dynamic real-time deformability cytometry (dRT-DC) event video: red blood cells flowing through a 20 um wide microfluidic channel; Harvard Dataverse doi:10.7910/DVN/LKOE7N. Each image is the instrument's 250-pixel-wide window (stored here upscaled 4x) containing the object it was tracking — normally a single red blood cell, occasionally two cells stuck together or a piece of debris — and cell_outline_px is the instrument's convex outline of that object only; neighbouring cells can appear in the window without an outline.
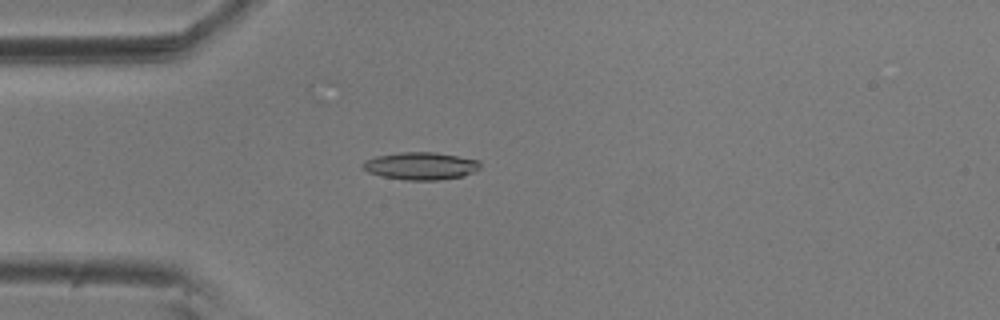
{"species": "common noctule bat (a hibernating species)", "species_latin": "Nyctalus noctula", "temperature_condition": "room temperature", "stored_images_in_passage": 56, "camera_frame_rate_fps": 3000, "um_per_image_px": 0.085, "animal": {"sex": "male", "body_mass_g": 20.5, "forearm_length_mm": 52.5}, "frame": {"image": 1, "passage_image": 15, "time_ms": 4.667, "image_size_px": [1000, 320], "cell_outline_px": [[480, 168], [464, 176], [436, 180], [404, 180], [380, 176], [368, 172], [360, 164], [364, 160], [376, 156], [400, 152], [436, 152], [480, 160]], "centroid_in_image_um": [35.74, 14.1], "position_along_channel_um": 49.3, "area_um2": 18.96}}
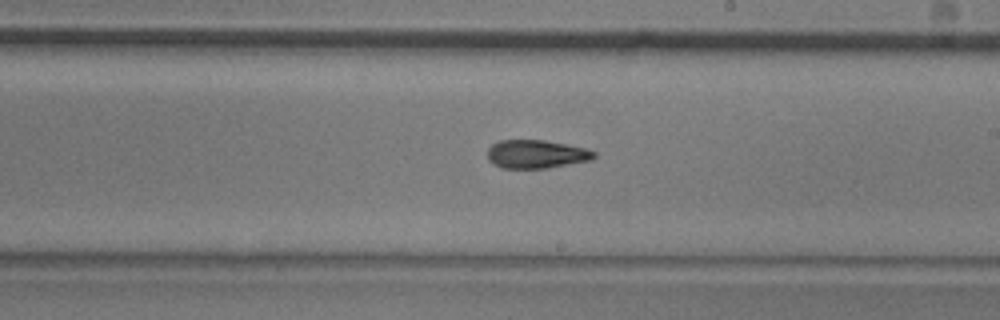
{"frame": {"image": 2, "passage_image": 32, "time_ms": 10.333, "image_size_px": [1000, 320], "cell_outline_px": [[596, 156], [592, 160], [548, 168], [500, 168], [492, 164], [488, 160], [488, 148], [492, 144], [500, 140], [544, 140], [584, 148], [596, 152]], "centroid_in_image_um": [45.56, 13.11], "position_along_channel_um": 243.4, "area_um2": 17.69}}
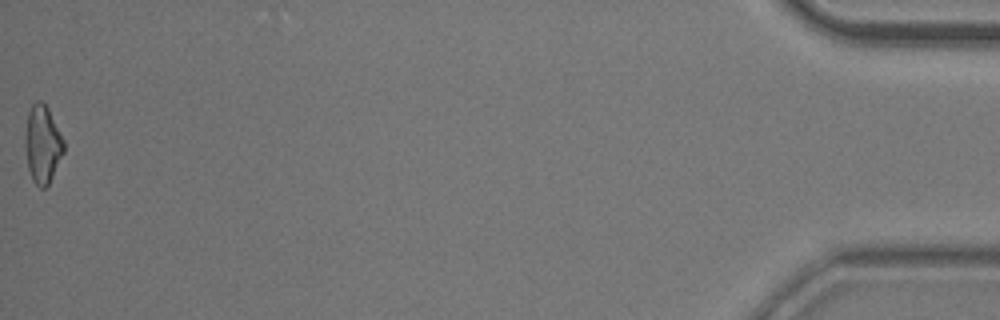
{"frame": {"image": 3, "passage_image": 56, "time_ms": 18.333, "image_size_px": [1000, 320], "cell_outline_px": [[64, 152], [48, 184], [44, 188], [40, 188], [32, 180], [28, 168], [24, 148], [24, 136], [28, 112], [32, 104], [36, 100], [40, 100], [48, 108], [64, 140]], "centroid_in_image_um": [3.59, 12.25], "position_along_channel_um": 431.6, "area_um2": 17.57}, "authors_computed_cell_mechanics": {"area_um2": 17.6579, "velocity_mm_per_s": 3.6091, "shape_relaxation_time_tau1_ms": 10.2881, "shape_relaxation_time_tau2_ms": 4.7394, "deformation_change_tau1": 0.234, "deformation_change_tau2": 0.1414}}